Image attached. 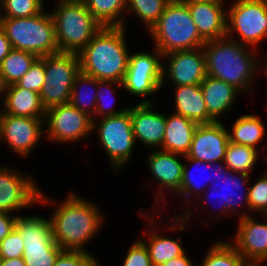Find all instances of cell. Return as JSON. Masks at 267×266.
Returning <instances> with one entry per match:
<instances>
[{
  "label": "cell",
  "instance_id": "6da1fadb",
  "mask_svg": "<svg viewBox=\"0 0 267 266\" xmlns=\"http://www.w3.org/2000/svg\"><path fill=\"white\" fill-rule=\"evenodd\" d=\"M66 195L60 203L41 189L38 204L53 206L49 216L53 239L62 250L89 252L86 246L101 232L106 213L100 204L82 197L75 190Z\"/></svg>",
  "mask_w": 267,
  "mask_h": 266
},
{
  "label": "cell",
  "instance_id": "7a4b0ae2",
  "mask_svg": "<svg viewBox=\"0 0 267 266\" xmlns=\"http://www.w3.org/2000/svg\"><path fill=\"white\" fill-rule=\"evenodd\" d=\"M203 50L208 76L225 81L244 94L252 95L254 81L261 74L259 60L262 57L256 49L225 36L206 41Z\"/></svg>",
  "mask_w": 267,
  "mask_h": 266
},
{
  "label": "cell",
  "instance_id": "3957f363",
  "mask_svg": "<svg viewBox=\"0 0 267 266\" xmlns=\"http://www.w3.org/2000/svg\"><path fill=\"white\" fill-rule=\"evenodd\" d=\"M126 27H102L78 53L80 71L97 80L123 81L130 50Z\"/></svg>",
  "mask_w": 267,
  "mask_h": 266
},
{
  "label": "cell",
  "instance_id": "277c9868",
  "mask_svg": "<svg viewBox=\"0 0 267 266\" xmlns=\"http://www.w3.org/2000/svg\"><path fill=\"white\" fill-rule=\"evenodd\" d=\"M250 177L251 175H248L246 173L233 172L230 171L223 164H217L215 180L210 184L211 186L210 188H212V190L206 189L203 192V194L199 197V199L196 201L197 203L195 202V204H192V207H190L187 211H185L184 214H182L181 216L187 222H190L192 220L191 218H193L196 215L200 216L201 214L202 215L207 214L208 216L212 215L217 220L219 219L218 221H220V219L221 220L224 219L225 217L226 218L236 217L237 218L236 220H239L241 218H245L249 215H252L249 210V195H248V189H249L248 182L251 181ZM211 196L214 198L216 197L217 200L215 201L216 203L219 202L217 203V206L214 205V207H216L217 210L215 208H212L215 209L216 211L215 210L212 211L211 209L212 202H210L209 200ZM193 206L195 208H193ZM243 207L245 209H243ZM191 208H193V210L195 211L197 209V211H200V213L198 212L195 215V213H193L194 211Z\"/></svg>",
  "mask_w": 267,
  "mask_h": 266
},
{
  "label": "cell",
  "instance_id": "5b68a950",
  "mask_svg": "<svg viewBox=\"0 0 267 266\" xmlns=\"http://www.w3.org/2000/svg\"><path fill=\"white\" fill-rule=\"evenodd\" d=\"M148 35L163 55L179 50L203 47L206 41L200 36L191 17L188 5L181 0H171L159 21Z\"/></svg>",
  "mask_w": 267,
  "mask_h": 266
},
{
  "label": "cell",
  "instance_id": "8992f818",
  "mask_svg": "<svg viewBox=\"0 0 267 266\" xmlns=\"http://www.w3.org/2000/svg\"><path fill=\"white\" fill-rule=\"evenodd\" d=\"M49 10L55 25L59 52L78 54L103 27L87 10L82 0L55 2Z\"/></svg>",
  "mask_w": 267,
  "mask_h": 266
},
{
  "label": "cell",
  "instance_id": "52a82bcc",
  "mask_svg": "<svg viewBox=\"0 0 267 266\" xmlns=\"http://www.w3.org/2000/svg\"><path fill=\"white\" fill-rule=\"evenodd\" d=\"M28 18H0V27L14 49L44 57L59 52L50 12Z\"/></svg>",
  "mask_w": 267,
  "mask_h": 266
},
{
  "label": "cell",
  "instance_id": "ba28073f",
  "mask_svg": "<svg viewBox=\"0 0 267 266\" xmlns=\"http://www.w3.org/2000/svg\"><path fill=\"white\" fill-rule=\"evenodd\" d=\"M138 212L140 217L147 219L144 226L145 230H143L144 232L138 237L147 247L153 266H160L162 263L179 257L186 252L184 246L182 245L183 240L181 237H177L175 239L173 237H169V234L165 233L175 232L174 235H177V232L181 233L189 230L192 222H187L182 216H177L176 213H173L175 216L170 218L169 220L171 221L166 223L167 221L163 219L159 221L160 218H163L161 216L162 213L159 211H151L150 209L145 208L140 209Z\"/></svg>",
  "mask_w": 267,
  "mask_h": 266
},
{
  "label": "cell",
  "instance_id": "9c48e42d",
  "mask_svg": "<svg viewBox=\"0 0 267 266\" xmlns=\"http://www.w3.org/2000/svg\"><path fill=\"white\" fill-rule=\"evenodd\" d=\"M96 133L101 148L107 155L108 164L115 173H120L132 157L135 143L129 109L118 115L93 120L92 134ZM123 168V169H122Z\"/></svg>",
  "mask_w": 267,
  "mask_h": 266
},
{
  "label": "cell",
  "instance_id": "30bf717a",
  "mask_svg": "<svg viewBox=\"0 0 267 266\" xmlns=\"http://www.w3.org/2000/svg\"><path fill=\"white\" fill-rule=\"evenodd\" d=\"M231 1L227 3L226 36L258 50L267 40V1Z\"/></svg>",
  "mask_w": 267,
  "mask_h": 266
},
{
  "label": "cell",
  "instance_id": "8fae6325",
  "mask_svg": "<svg viewBox=\"0 0 267 266\" xmlns=\"http://www.w3.org/2000/svg\"><path fill=\"white\" fill-rule=\"evenodd\" d=\"M15 229L23 239L22 258L26 266H54L63 250L53 239L49 218L36 214L18 215Z\"/></svg>",
  "mask_w": 267,
  "mask_h": 266
},
{
  "label": "cell",
  "instance_id": "7c38bea8",
  "mask_svg": "<svg viewBox=\"0 0 267 266\" xmlns=\"http://www.w3.org/2000/svg\"><path fill=\"white\" fill-rule=\"evenodd\" d=\"M153 48L154 52L151 53L148 51L132 53L131 51L127 71L122 81V90L135 99L138 97L139 104L157 102L154 96L162 90L163 54L157 48Z\"/></svg>",
  "mask_w": 267,
  "mask_h": 266
},
{
  "label": "cell",
  "instance_id": "4fadbf2b",
  "mask_svg": "<svg viewBox=\"0 0 267 266\" xmlns=\"http://www.w3.org/2000/svg\"><path fill=\"white\" fill-rule=\"evenodd\" d=\"M79 72L80 61L76 53L57 52L45 56V83L39 94L46 110L69 103L73 83Z\"/></svg>",
  "mask_w": 267,
  "mask_h": 266
},
{
  "label": "cell",
  "instance_id": "5bb4252c",
  "mask_svg": "<svg viewBox=\"0 0 267 266\" xmlns=\"http://www.w3.org/2000/svg\"><path fill=\"white\" fill-rule=\"evenodd\" d=\"M92 123V117L70 103L50 107L44 120L45 139L60 145L79 143L92 135Z\"/></svg>",
  "mask_w": 267,
  "mask_h": 266
},
{
  "label": "cell",
  "instance_id": "9a60e30c",
  "mask_svg": "<svg viewBox=\"0 0 267 266\" xmlns=\"http://www.w3.org/2000/svg\"><path fill=\"white\" fill-rule=\"evenodd\" d=\"M147 156L148 160L146 159V164L150 175H152L151 177L154 179L152 182L155 183V185L157 184L155 187L153 186L156 190L155 196H153L155 206L150 209H153V211L164 212L168 210H164L166 206L168 205L169 207V205H171L166 202L169 200L166 196L171 192L175 195L180 189L183 178L185 156L174 154L160 148L152 149V151L150 149ZM182 158L183 161L181 160Z\"/></svg>",
  "mask_w": 267,
  "mask_h": 266
},
{
  "label": "cell",
  "instance_id": "2e32d148",
  "mask_svg": "<svg viewBox=\"0 0 267 266\" xmlns=\"http://www.w3.org/2000/svg\"><path fill=\"white\" fill-rule=\"evenodd\" d=\"M35 179L8 164L0 165V212L22 215L21 210L36 207L41 187Z\"/></svg>",
  "mask_w": 267,
  "mask_h": 266
},
{
  "label": "cell",
  "instance_id": "e0dca14e",
  "mask_svg": "<svg viewBox=\"0 0 267 266\" xmlns=\"http://www.w3.org/2000/svg\"><path fill=\"white\" fill-rule=\"evenodd\" d=\"M45 118L18 117L0 114V141L22 159L30 154L45 139Z\"/></svg>",
  "mask_w": 267,
  "mask_h": 266
},
{
  "label": "cell",
  "instance_id": "ac0fdd59",
  "mask_svg": "<svg viewBox=\"0 0 267 266\" xmlns=\"http://www.w3.org/2000/svg\"><path fill=\"white\" fill-rule=\"evenodd\" d=\"M206 76V57L203 47L163 55L162 89L165 82H170L171 86L200 85Z\"/></svg>",
  "mask_w": 267,
  "mask_h": 266
},
{
  "label": "cell",
  "instance_id": "d6986e66",
  "mask_svg": "<svg viewBox=\"0 0 267 266\" xmlns=\"http://www.w3.org/2000/svg\"><path fill=\"white\" fill-rule=\"evenodd\" d=\"M260 216L259 221L252 215L237 220L235 235L229 241L247 262L267 263V215Z\"/></svg>",
  "mask_w": 267,
  "mask_h": 266
},
{
  "label": "cell",
  "instance_id": "ffe728a7",
  "mask_svg": "<svg viewBox=\"0 0 267 266\" xmlns=\"http://www.w3.org/2000/svg\"><path fill=\"white\" fill-rule=\"evenodd\" d=\"M229 135L226 125L221 122L198 125L186 157L210 164H223Z\"/></svg>",
  "mask_w": 267,
  "mask_h": 266
},
{
  "label": "cell",
  "instance_id": "44dd1931",
  "mask_svg": "<svg viewBox=\"0 0 267 266\" xmlns=\"http://www.w3.org/2000/svg\"><path fill=\"white\" fill-rule=\"evenodd\" d=\"M130 104V118L135 143L144 148L159 149L162 147L166 128V115L155 109V103Z\"/></svg>",
  "mask_w": 267,
  "mask_h": 266
},
{
  "label": "cell",
  "instance_id": "7402d4cb",
  "mask_svg": "<svg viewBox=\"0 0 267 266\" xmlns=\"http://www.w3.org/2000/svg\"><path fill=\"white\" fill-rule=\"evenodd\" d=\"M184 161L182 182L174 198L177 200L183 198L182 201L184 200L185 202L181 203L183 207H180L183 213H179L177 216L184 214V211H187L203 192L208 189V186L210 187V184L215 180L217 171V164L206 163L198 159L187 158L186 156ZM206 174L209 175L206 176Z\"/></svg>",
  "mask_w": 267,
  "mask_h": 266
},
{
  "label": "cell",
  "instance_id": "603a6c76",
  "mask_svg": "<svg viewBox=\"0 0 267 266\" xmlns=\"http://www.w3.org/2000/svg\"><path fill=\"white\" fill-rule=\"evenodd\" d=\"M0 98L2 104L0 114H9L18 117L45 118L44 108L40 94L22 88L16 83L1 88Z\"/></svg>",
  "mask_w": 267,
  "mask_h": 266
},
{
  "label": "cell",
  "instance_id": "cb8c5ba5",
  "mask_svg": "<svg viewBox=\"0 0 267 266\" xmlns=\"http://www.w3.org/2000/svg\"><path fill=\"white\" fill-rule=\"evenodd\" d=\"M187 5L198 33L205 41L226 36L227 3Z\"/></svg>",
  "mask_w": 267,
  "mask_h": 266
},
{
  "label": "cell",
  "instance_id": "d4e9b609",
  "mask_svg": "<svg viewBox=\"0 0 267 266\" xmlns=\"http://www.w3.org/2000/svg\"><path fill=\"white\" fill-rule=\"evenodd\" d=\"M200 86L208 115L215 122H221L223 116H226L224 114L234 109L233 106L237 102L238 96L242 94V92L233 85L208 75Z\"/></svg>",
  "mask_w": 267,
  "mask_h": 266
},
{
  "label": "cell",
  "instance_id": "484cf974",
  "mask_svg": "<svg viewBox=\"0 0 267 266\" xmlns=\"http://www.w3.org/2000/svg\"><path fill=\"white\" fill-rule=\"evenodd\" d=\"M174 95V113L201 124L215 122L209 115L200 85L172 86Z\"/></svg>",
  "mask_w": 267,
  "mask_h": 266
},
{
  "label": "cell",
  "instance_id": "4316f807",
  "mask_svg": "<svg viewBox=\"0 0 267 266\" xmlns=\"http://www.w3.org/2000/svg\"><path fill=\"white\" fill-rule=\"evenodd\" d=\"M197 126V123L182 115L174 112L166 114L165 134L160 149L186 156Z\"/></svg>",
  "mask_w": 267,
  "mask_h": 266
},
{
  "label": "cell",
  "instance_id": "83f0119b",
  "mask_svg": "<svg viewBox=\"0 0 267 266\" xmlns=\"http://www.w3.org/2000/svg\"><path fill=\"white\" fill-rule=\"evenodd\" d=\"M230 127L229 129L227 126L229 142L250 146L257 150L260 149V152L265 151L267 142L264 143L263 139L266 137L267 130L262 118L258 114L245 113L242 116L239 115V118L235 119Z\"/></svg>",
  "mask_w": 267,
  "mask_h": 266
},
{
  "label": "cell",
  "instance_id": "f1b7e54d",
  "mask_svg": "<svg viewBox=\"0 0 267 266\" xmlns=\"http://www.w3.org/2000/svg\"><path fill=\"white\" fill-rule=\"evenodd\" d=\"M103 27H126L127 0H82Z\"/></svg>",
  "mask_w": 267,
  "mask_h": 266
},
{
  "label": "cell",
  "instance_id": "f546056e",
  "mask_svg": "<svg viewBox=\"0 0 267 266\" xmlns=\"http://www.w3.org/2000/svg\"><path fill=\"white\" fill-rule=\"evenodd\" d=\"M37 58L30 52L13 48L0 64V87L18 82Z\"/></svg>",
  "mask_w": 267,
  "mask_h": 266
},
{
  "label": "cell",
  "instance_id": "4dcf8cb0",
  "mask_svg": "<svg viewBox=\"0 0 267 266\" xmlns=\"http://www.w3.org/2000/svg\"><path fill=\"white\" fill-rule=\"evenodd\" d=\"M96 91L97 79L80 71L75 77L69 103L93 117L96 107Z\"/></svg>",
  "mask_w": 267,
  "mask_h": 266
},
{
  "label": "cell",
  "instance_id": "1f68e13d",
  "mask_svg": "<svg viewBox=\"0 0 267 266\" xmlns=\"http://www.w3.org/2000/svg\"><path fill=\"white\" fill-rule=\"evenodd\" d=\"M247 260L229 242L219 238L210 244L199 266H245Z\"/></svg>",
  "mask_w": 267,
  "mask_h": 266
},
{
  "label": "cell",
  "instance_id": "d6a6232c",
  "mask_svg": "<svg viewBox=\"0 0 267 266\" xmlns=\"http://www.w3.org/2000/svg\"><path fill=\"white\" fill-rule=\"evenodd\" d=\"M117 89H123L121 82L97 80L96 107L92 121L104 117L118 115L129 109L130 105L127 104L125 106H121L119 110L116 109L115 103L117 102V99L116 97L113 99V95L115 96Z\"/></svg>",
  "mask_w": 267,
  "mask_h": 266
},
{
  "label": "cell",
  "instance_id": "836d02e7",
  "mask_svg": "<svg viewBox=\"0 0 267 266\" xmlns=\"http://www.w3.org/2000/svg\"><path fill=\"white\" fill-rule=\"evenodd\" d=\"M250 146L228 143L223 165L233 172L251 175L262 152ZM259 156V157H258Z\"/></svg>",
  "mask_w": 267,
  "mask_h": 266
},
{
  "label": "cell",
  "instance_id": "e575fe53",
  "mask_svg": "<svg viewBox=\"0 0 267 266\" xmlns=\"http://www.w3.org/2000/svg\"><path fill=\"white\" fill-rule=\"evenodd\" d=\"M171 0H127L126 18H138L143 27L148 31L159 21L160 16Z\"/></svg>",
  "mask_w": 267,
  "mask_h": 266
},
{
  "label": "cell",
  "instance_id": "d590c367",
  "mask_svg": "<svg viewBox=\"0 0 267 266\" xmlns=\"http://www.w3.org/2000/svg\"><path fill=\"white\" fill-rule=\"evenodd\" d=\"M46 8L43 0H0V18H28Z\"/></svg>",
  "mask_w": 267,
  "mask_h": 266
},
{
  "label": "cell",
  "instance_id": "8d00e7d4",
  "mask_svg": "<svg viewBox=\"0 0 267 266\" xmlns=\"http://www.w3.org/2000/svg\"><path fill=\"white\" fill-rule=\"evenodd\" d=\"M249 195V210L253 216L267 215V172L258 176L255 182L250 184L248 189ZM258 213V214H257Z\"/></svg>",
  "mask_w": 267,
  "mask_h": 266
},
{
  "label": "cell",
  "instance_id": "74e56055",
  "mask_svg": "<svg viewBox=\"0 0 267 266\" xmlns=\"http://www.w3.org/2000/svg\"><path fill=\"white\" fill-rule=\"evenodd\" d=\"M45 56L38 57L24 76L16 82L22 88L40 93L45 83Z\"/></svg>",
  "mask_w": 267,
  "mask_h": 266
},
{
  "label": "cell",
  "instance_id": "f35d334b",
  "mask_svg": "<svg viewBox=\"0 0 267 266\" xmlns=\"http://www.w3.org/2000/svg\"><path fill=\"white\" fill-rule=\"evenodd\" d=\"M54 266H102L92 252L63 250Z\"/></svg>",
  "mask_w": 267,
  "mask_h": 266
},
{
  "label": "cell",
  "instance_id": "ab89813d",
  "mask_svg": "<svg viewBox=\"0 0 267 266\" xmlns=\"http://www.w3.org/2000/svg\"><path fill=\"white\" fill-rule=\"evenodd\" d=\"M124 256L122 266H153L144 242L137 237Z\"/></svg>",
  "mask_w": 267,
  "mask_h": 266
},
{
  "label": "cell",
  "instance_id": "60d3db41",
  "mask_svg": "<svg viewBox=\"0 0 267 266\" xmlns=\"http://www.w3.org/2000/svg\"><path fill=\"white\" fill-rule=\"evenodd\" d=\"M24 252V243L20 233L14 228L0 242V258L14 259L21 258Z\"/></svg>",
  "mask_w": 267,
  "mask_h": 266
},
{
  "label": "cell",
  "instance_id": "b9f144b4",
  "mask_svg": "<svg viewBox=\"0 0 267 266\" xmlns=\"http://www.w3.org/2000/svg\"><path fill=\"white\" fill-rule=\"evenodd\" d=\"M18 215L0 212V242L15 228Z\"/></svg>",
  "mask_w": 267,
  "mask_h": 266
},
{
  "label": "cell",
  "instance_id": "7bdbcfd3",
  "mask_svg": "<svg viewBox=\"0 0 267 266\" xmlns=\"http://www.w3.org/2000/svg\"><path fill=\"white\" fill-rule=\"evenodd\" d=\"M187 255L188 254L186 251L183 255L164 262L160 266H195V263L191 260V257Z\"/></svg>",
  "mask_w": 267,
  "mask_h": 266
},
{
  "label": "cell",
  "instance_id": "ee69618b",
  "mask_svg": "<svg viewBox=\"0 0 267 266\" xmlns=\"http://www.w3.org/2000/svg\"><path fill=\"white\" fill-rule=\"evenodd\" d=\"M12 49L11 42L0 27V64Z\"/></svg>",
  "mask_w": 267,
  "mask_h": 266
},
{
  "label": "cell",
  "instance_id": "f6af8a7d",
  "mask_svg": "<svg viewBox=\"0 0 267 266\" xmlns=\"http://www.w3.org/2000/svg\"><path fill=\"white\" fill-rule=\"evenodd\" d=\"M0 266H26L23 258L1 259Z\"/></svg>",
  "mask_w": 267,
  "mask_h": 266
},
{
  "label": "cell",
  "instance_id": "bcb514c9",
  "mask_svg": "<svg viewBox=\"0 0 267 266\" xmlns=\"http://www.w3.org/2000/svg\"><path fill=\"white\" fill-rule=\"evenodd\" d=\"M186 4H200V3H227L226 0H181Z\"/></svg>",
  "mask_w": 267,
  "mask_h": 266
},
{
  "label": "cell",
  "instance_id": "7dc6e473",
  "mask_svg": "<svg viewBox=\"0 0 267 266\" xmlns=\"http://www.w3.org/2000/svg\"><path fill=\"white\" fill-rule=\"evenodd\" d=\"M260 61V72H262L263 71V75H265L264 77L266 78V81H267V58L265 59L264 58V60H259ZM262 61H263V63L264 62H266V63H264V64H262ZM262 65H263V67H262ZM263 68V69H262Z\"/></svg>",
  "mask_w": 267,
  "mask_h": 266
},
{
  "label": "cell",
  "instance_id": "c3c4849f",
  "mask_svg": "<svg viewBox=\"0 0 267 266\" xmlns=\"http://www.w3.org/2000/svg\"><path fill=\"white\" fill-rule=\"evenodd\" d=\"M263 264L264 263H259V262H247L245 266H266Z\"/></svg>",
  "mask_w": 267,
  "mask_h": 266
},
{
  "label": "cell",
  "instance_id": "681fc988",
  "mask_svg": "<svg viewBox=\"0 0 267 266\" xmlns=\"http://www.w3.org/2000/svg\"><path fill=\"white\" fill-rule=\"evenodd\" d=\"M263 156H265V157H263V159H265V161H264V162H266V165H267V155H263ZM264 171H266V172H267V166H266V170H264Z\"/></svg>",
  "mask_w": 267,
  "mask_h": 266
}]
</instances>
